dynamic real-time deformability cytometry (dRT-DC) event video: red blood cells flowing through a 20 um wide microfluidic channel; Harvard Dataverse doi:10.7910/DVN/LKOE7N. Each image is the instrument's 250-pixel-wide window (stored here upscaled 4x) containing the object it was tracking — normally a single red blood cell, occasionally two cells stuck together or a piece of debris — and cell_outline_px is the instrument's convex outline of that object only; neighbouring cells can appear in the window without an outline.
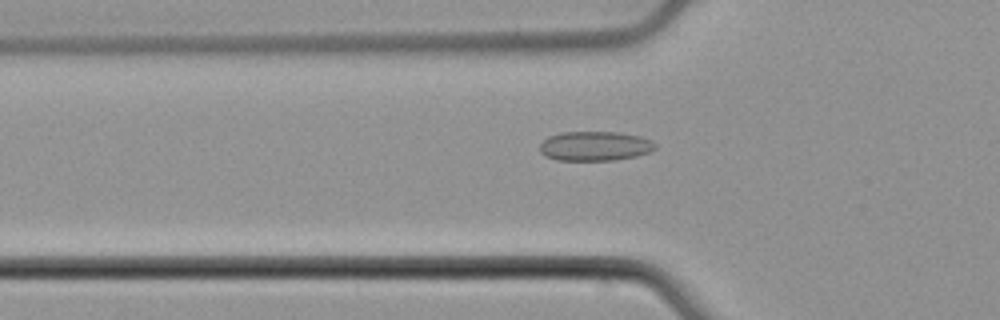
{"species": "common noctule bat (a hibernating species)", "species_latin": "Nyctalus noctula", "temperature_condition": "cold", "stored_images_in_passage": 39, "camera_frame_rate_fps": 3000, "um_per_image_px": 0.085, "animal": {"sex": "male", "body_mass_g": 21.5, "forearm_length_mm": 52.0}, "frame": {"image": 1, "passage_image": 3, "time_ms": 0.667, "image_size_px": [1000, 320], "cell_outline_px": [[656, 148], [648, 152], [636, 156], [616, 160], [556, 160], [544, 156], [540, 152], [540, 144], [548, 136], [560, 132], [620, 132], [640, 136], [652, 140], [656, 144]], "centroid_in_image_um": [50.56, 12.41], "position_along_channel_um": 75.2, "area_um2": 20.0}}
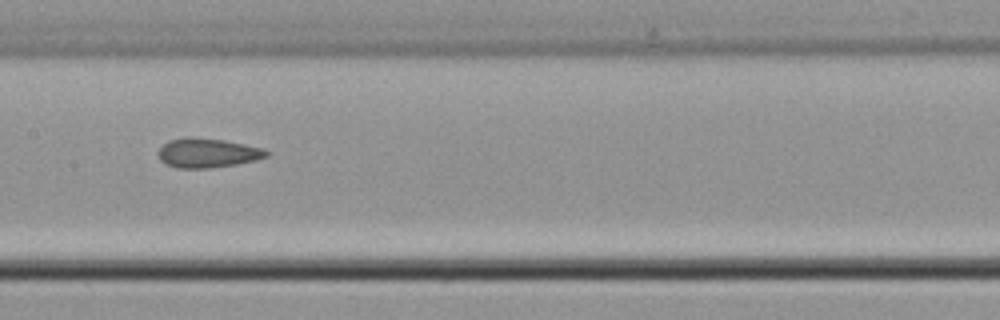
{"frame": {"image": 2, "passage_image": 12, "time_ms": 3.667, "image_size_px": [1000, 320], "cell_outline_px": [[268, 156], [256, 160], [236, 164], [208, 168], [176, 168], [164, 164], [160, 160], [156, 152], [168, 140], [184, 136], [224, 140], [264, 148], [268, 152]], "centroid_in_image_um": [17.59, 13.0], "position_along_channel_um": 189.8, "area_um2": 18.67}}
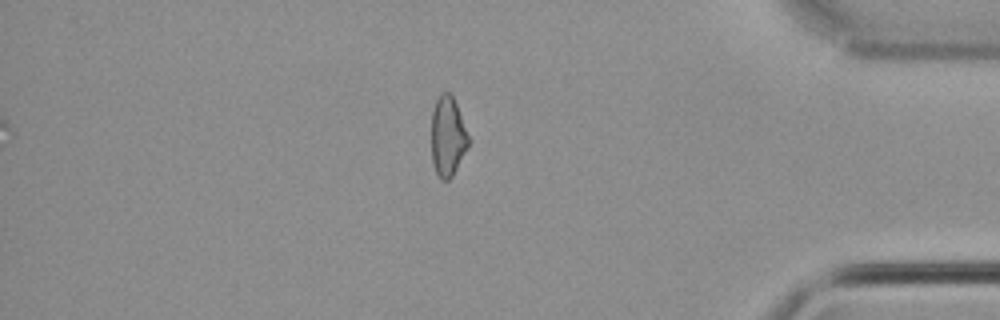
{"frame": {"image": 3, "passage_image": 31, "time_ms": 10.0, "image_size_px": [1000, 320], "cell_outline_px": [[472, 140], [468, 148], [452, 176], [448, 180], [440, 180], [436, 172], [432, 160], [432, 112], [436, 100], [440, 92], [448, 92], [452, 96], [456, 104]], "centroid_in_image_um": [38.08, 11.6], "position_along_channel_um": 397.1, "area_um2": 17.46}, "authors_computed_cell_mechanics": {"area_um2": 18.5538, "velocity_mm_per_s": 3.8047, "shape_relaxation_time_tau1_ms": null, "shape_relaxation_time_tau2_ms": 2.3941, "deformation_change_tau1": null, "deformation_change_tau2": 0.0868}}